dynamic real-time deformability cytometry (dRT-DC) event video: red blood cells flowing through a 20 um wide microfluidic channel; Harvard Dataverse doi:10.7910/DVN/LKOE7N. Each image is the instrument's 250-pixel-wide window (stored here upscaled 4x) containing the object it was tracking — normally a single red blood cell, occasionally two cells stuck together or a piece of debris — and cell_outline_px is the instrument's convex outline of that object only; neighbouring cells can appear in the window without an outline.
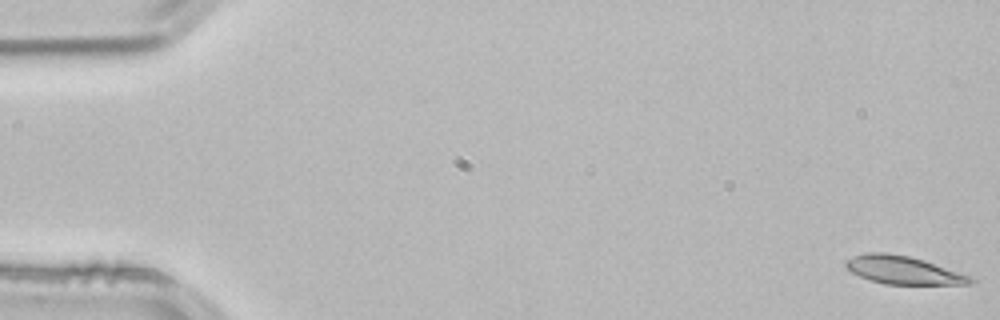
{"species": "common noctule bat (a hibernating species)", "species_latin": "Nyctalus noctula", "temperature_condition": "room temperature", "stored_images_in_passage": 53, "camera_frame_rate_fps": 3000, "um_per_image_px": 0.085, "animal": {"sex": "male", "body_mass_g": 21.5, "forearm_length_mm": 52.0}, "frame": {"image": 1, "passage_image": 1, "time_ms": 0.0, "image_size_px": [1000, 320], "cell_outline_px": [[976, 280], [968, 284], [884, 284], [860, 276], [852, 272], [844, 264], [844, 260], [864, 252], [884, 252], [908, 256], [924, 260], [972, 276]], "centroid_in_image_um": [76.77, 22.95], "position_along_channel_um": 8.2, "area_um2": 20.29}}
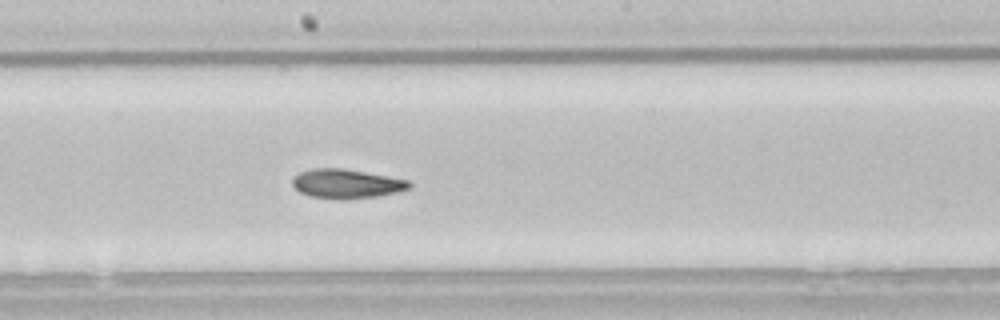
{"frame": {"image": 2, "passage_image": 29, "time_ms": 9.333, "image_size_px": [1000, 320], "cell_outline_px": [[412, 188], [396, 192], [376, 196], [344, 200], [312, 196], [300, 192], [292, 184], [292, 180], [300, 172], [312, 168], [344, 168], [408, 180], [412, 184]], "centroid_in_image_um": [29.47, 15.61], "position_along_channel_um": 218.7, "area_um2": 19.77}}
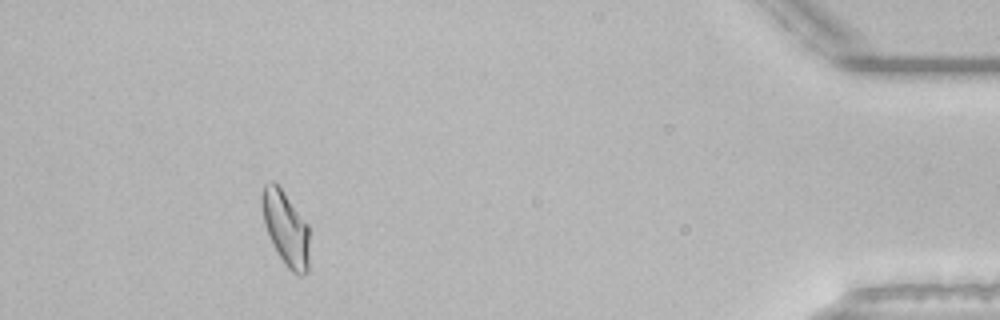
{"frame": {"image": 3, "passage_image": 49, "time_ms": 16.0, "image_size_px": [1000, 320], "cell_outline_px": [[308, 272], [304, 276], [300, 276], [292, 272], [284, 264], [272, 244], [264, 224], [260, 204], [260, 196], [264, 184], [272, 180], [280, 188], [308, 224]], "centroid_in_image_um": [24.26, 19.42], "position_along_channel_um": 410.9, "area_um2": 20.63}, "authors_computed_cell_mechanics": {"area_um2": 20.2878, "velocity_mm_per_s": 3.8154, "shape_relaxation_time_tau1_ms": 8.4183, "shape_relaxation_time_tau2_ms": 4.0137, "deformation_change_tau1": 0.1814, "deformation_change_tau2": 0.0992}}